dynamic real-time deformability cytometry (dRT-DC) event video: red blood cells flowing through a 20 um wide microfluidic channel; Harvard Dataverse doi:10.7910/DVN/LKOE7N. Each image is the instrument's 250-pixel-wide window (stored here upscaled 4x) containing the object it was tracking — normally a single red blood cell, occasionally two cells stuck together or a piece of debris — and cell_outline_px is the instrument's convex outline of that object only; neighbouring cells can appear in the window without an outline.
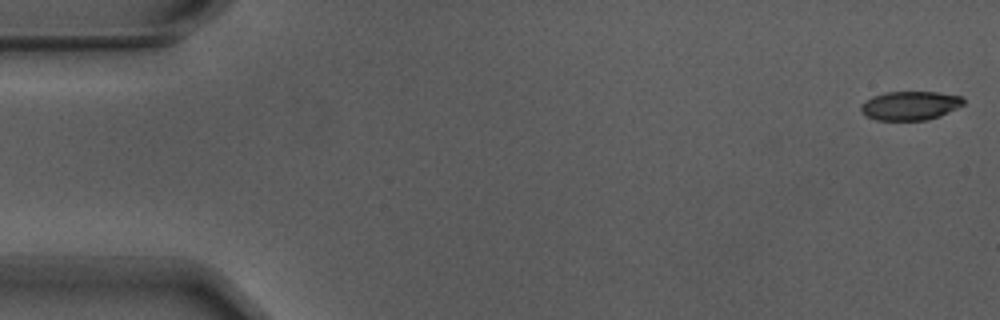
{"species": "Egyptian fruit bat (a non-hibernating species)", "species_latin": "Rousettus aegyptiacus", "temperature_condition": "warm", "stored_images_in_passage": 55, "camera_frame_rate_fps": 3000, "um_per_image_px": 0.085, "animal": {"sex": "male"}, "frame": {"image": 1, "passage_image": 1, "time_ms": 0.0, "image_size_px": [1000, 320], "cell_outline_px": [[964, 104], [940, 116], [928, 120], [876, 120], [864, 116], [860, 112], [860, 104], [872, 96], [884, 92], [936, 92], [964, 96]], "centroid_in_image_um": [77.33, 8.98], "position_along_channel_um": 7.7, "area_um2": 17.51}}
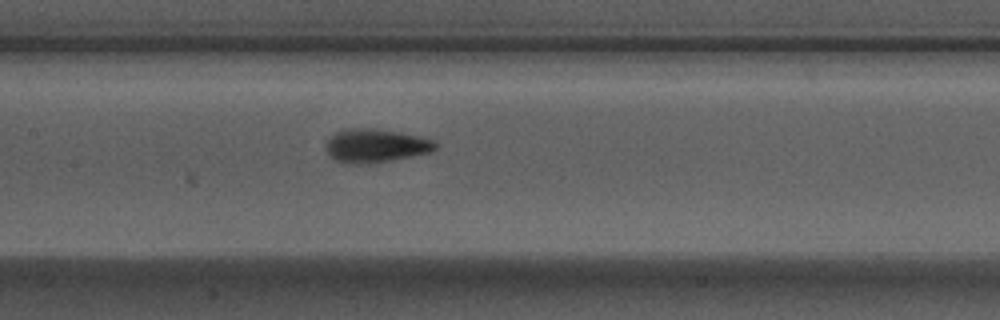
{"frame": {"image": 2, "passage_image": 26, "time_ms": 8.333, "image_size_px": [1000, 320], "cell_outline_px": [[436, 148], [428, 152], [368, 164], [344, 164], [332, 160], [324, 148], [324, 144], [336, 132], [344, 128], [372, 128], [400, 132], [432, 140], [436, 144]], "centroid_in_image_um": [31.8, 12.39], "position_along_channel_um": 175.6, "area_um2": 21.33}}
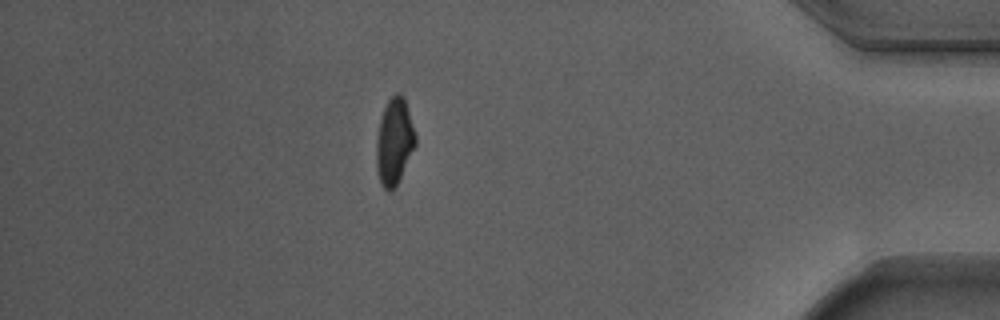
{"frame": {"image": 3, "passage_image": 48, "time_ms": 15.667, "image_size_px": [1000, 320], "cell_outline_px": [[416, 144], [400, 180], [392, 192], [388, 192], [380, 184], [376, 168], [376, 144], [380, 120], [384, 108], [388, 100], [396, 92], [400, 92], [404, 96], [416, 136]], "centroid_in_image_um": [33.51, 12.07], "position_along_channel_um": 401.7, "area_um2": 19.88}, "authors_computed_cell_mechanics": {"area_um2": 19.4786, "velocity_mm_per_s": 3.715, "shape_relaxation_time_tau1_ms": 3.9668, "shape_relaxation_time_tau2_ms": 1.4779, "deformation_change_tau1": 0.172, "deformation_change_tau2": 0.0755}}